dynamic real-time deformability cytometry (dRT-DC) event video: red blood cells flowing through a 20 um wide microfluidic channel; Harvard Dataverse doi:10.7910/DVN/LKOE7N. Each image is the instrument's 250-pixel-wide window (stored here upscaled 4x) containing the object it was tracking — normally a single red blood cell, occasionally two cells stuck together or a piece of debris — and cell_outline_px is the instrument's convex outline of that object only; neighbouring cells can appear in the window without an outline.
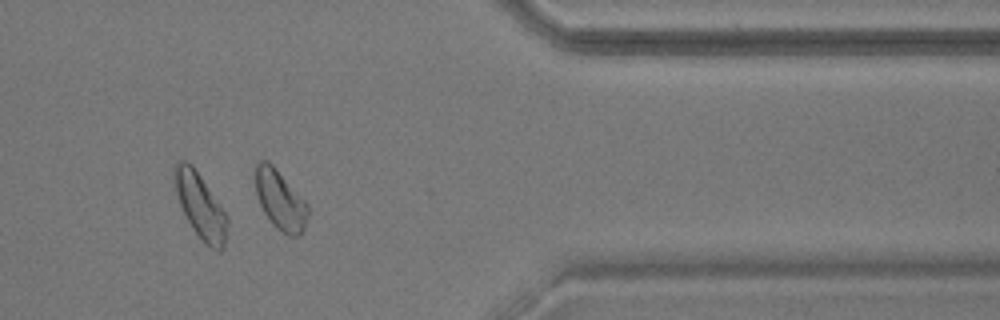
{"species": "common noctule bat (a hibernating species)", "species_latin": "Nyctalus noctula", "temperature_condition": "warm", "stored_images_in_passage": 54, "camera_frame_rate_fps": 3000, "um_per_image_px": 0.085, "animal": {"sex": "male", "body_mass_g": 17.9}, "frame": {"image": 1, "passage_image": 46, "time_ms": 15.0, "image_size_px": [1000, 320], "cell_outline_px": [[308, 216], [304, 228], [300, 236], [288, 236], [276, 228], [272, 224], [264, 212], [260, 204], [256, 192], [256, 164], [260, 160], [268, 160], [272, 164], [308, 204]], "centroid_in_image_um": [23.83, 17.02], "position_along_channel_um": 387.6, "area_um2": 18.09}, "authors_computed_cell_mechanics": {"area_um2": 18.1492, "velocity_mm_per_s": 3.6375, "shape_relaxation_time_tau1_ms": 3.3905, "shape_relaxation_time_tau2_ms": 2.7879, "deformation_change_tau1": 0.0972, "deformation_change_tau2": 0.0794}}